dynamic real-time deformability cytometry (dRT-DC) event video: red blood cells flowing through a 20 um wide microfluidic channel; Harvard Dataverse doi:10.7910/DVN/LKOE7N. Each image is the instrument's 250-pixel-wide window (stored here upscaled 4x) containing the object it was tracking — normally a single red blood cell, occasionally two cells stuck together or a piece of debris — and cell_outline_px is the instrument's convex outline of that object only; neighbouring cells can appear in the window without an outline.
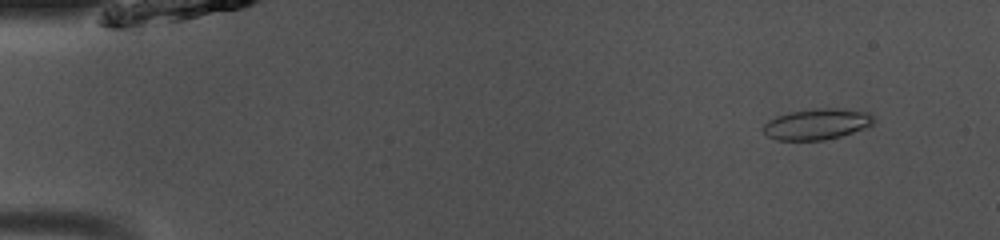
{"species": "common noctule bat (a hibernating species)", "species_latin": "Nyctalus noctula", "temperature_condition": "room temperature", "stored_images_in_passage": 49, "camera_frame_rate_fps": 3000, "um_per_image_px": 0.085, "animal": {"sex": "male", "body_mass_g": 13.0, "forearm_length_mm": 53.1}, "frame": {"image": 1, "passage_image": 5, "time_ms": 1.333, "image_size_px": [1000, 240], "cell_outline_px": [[876, 120], [868, 128], [840, 136], [824, 140], [776, 140], [768, 136], [764, 132], [764, 124], [768, 120], [776, 116], [792, 112], [816, 108], [840, 108], [872, 112]], "centroid_in_image_um": [69.51, 10.54], "position_along_channel_um": 15.5, "area_um2": 20.11}}
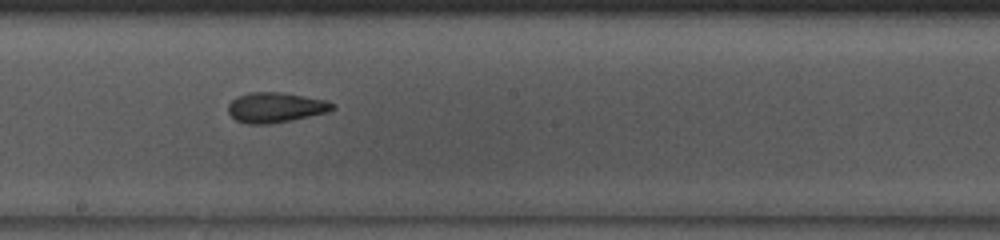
{"frame": {"image": 2, "passage_image": 28, "time_ms": 9.0, "image_size_px": [1000, 240], "cell_outline_px": [[336, 108], [328, 112], [292, 120], [268, 124], [248, 124], [236, 120], [228, 112], [228, 104], [236, 96], [252, 92], [280, 92], [324, 100], [336, 104]], "centroid_in_image_um": [23.42, 9.14], "position_along_channel_um": 224.8, "area_um2": 18.26}}
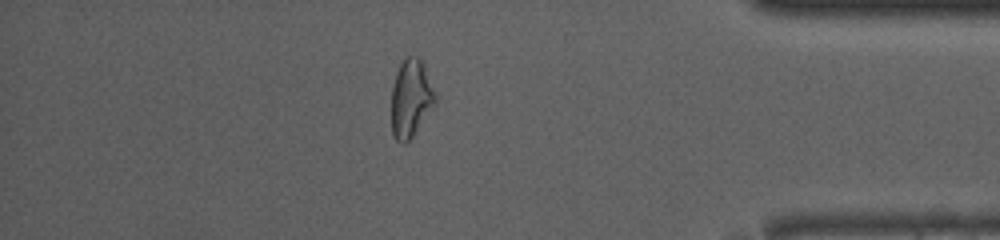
{"frame": {"image": 3, "passage_image": 43, "time_ms": 14.0, "image_size_px": [1000, 240], "cell_outline_px": [[436, 104], [412, 136], [404, 144], [400, 144], [392, 136], [392, 88], [396, 72], [400, 64], [408, 56], [420, 56], [424, 60], [436, 92]], "centroid_in_image_um": [34.96, 8.32], "position_along_channel_um": 400.2, "area_um2": 20.29}, "authors_computed_cell_mechanics": {"area_um2": 18.9006, "velocity_mm_per_s": 4.0967, "shape_relaxation_time_tau1_ms": 3.065, "shape_relaxation_time_tau2_ms": 2.0963, "deformation_change_tau1": 0.1219, "deformation_change_tau2": 0.0891}}